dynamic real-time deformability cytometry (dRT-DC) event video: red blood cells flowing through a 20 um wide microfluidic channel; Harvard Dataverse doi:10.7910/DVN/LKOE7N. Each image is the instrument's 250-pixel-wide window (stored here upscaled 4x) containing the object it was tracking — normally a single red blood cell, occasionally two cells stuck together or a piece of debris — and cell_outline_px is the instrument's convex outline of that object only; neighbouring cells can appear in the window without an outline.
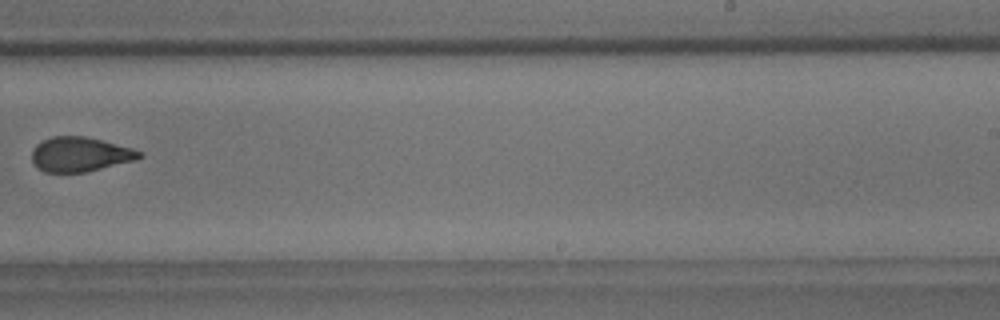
{"species": "common noctule bat (a hibernating species)", "species_latin": "Nyctalus noctula", "temperature_condition": "room temperature", "stored_images_in_passage": 10, "camera_frame_rate_fps": 3000, "um_per_image_px": 0.085, "animal": {"sex": "male", "body_mass_g": 18.8}, "frame": {"image": 1, "passage_image": 9, "time_ms": 10.333, "image_size_px": [1000, 320], "cell_outline_px": [[144, 156], [136, 160], [88, 172], [44, 172], [32, 160], [32, 148], [36, 144], [52, 136], [84, 136], [132, 148], [144, 152]], "centroid_in_image_um": [6.84, 13.12], "position_along_channel_um": 282.2, "area_um2": 21.68}}